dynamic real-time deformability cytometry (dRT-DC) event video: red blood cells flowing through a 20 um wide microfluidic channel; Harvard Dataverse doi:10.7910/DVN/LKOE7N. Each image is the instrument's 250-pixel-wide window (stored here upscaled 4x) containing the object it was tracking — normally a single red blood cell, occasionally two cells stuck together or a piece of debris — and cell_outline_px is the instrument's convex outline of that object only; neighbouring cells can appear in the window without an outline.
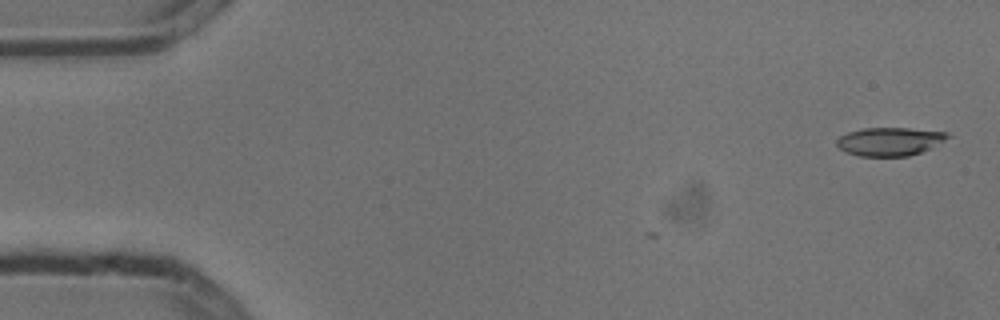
{"species": "common noctule bat (a hibernating species)", "species_latin": "Nyctalus noctula", "temperature_condition": "cold", "stored_images_in_passage": 3, "camera_frame_rate_fps": 3000, "um_per_image_px": 0.085, "animal": {"sex": "male", "body_mass_g": 13.3}, "frame": {"image": 1, "passage_image": 1, "time_ms": 0.0, "image_size_px": [1000, 320], "cell_outline_px": [[952, 136], [920, 152], [908, 156], [860, 156], [844, 152], [836, 144], [836, 140], [840, 136], [848, 132], [864, 128], [908, 128], [948, 132]], "centroid_in_image_um": [75.59, 12.02], "position_along_channel_um": 9.4, "area_um2": 18.21}}